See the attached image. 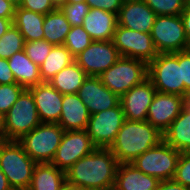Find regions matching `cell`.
<instances>
[{
  "label": "cell",
  "instance_id": "47",
  "mask_svg": "<svg viewBox=\"0 0 190 190\" xmlns=\"http://www.w3.org/2000/svg\"><path fill=\"white\" fill-rule=\"evenodd\" d=\"M85 1L86 0H59L58 3L73 4V3L85 2Z\"/></svg>",
  "mask_w": 190,
  "mask_h": 190
},
{
  "label": "cell",
  "instance_id": "44",
  "mask_svg": "<svg viewBox=\"0 0 190 190\" xmlns=\"http://www.w3.org/2000/svg\"><path fill=\"white\" fill-rule=\"evenodd\" d=\"M0 190H13L8 183L7 177L4 175L1 169H0Z\"/></svg>",
  "mask_w": 190,
  "mask_h": 190
},
{
  "label": "cell",
  "instance_id": "30",
  "mask_svg": "<svg viewBox=\"0 0 190 190\" xmlns=\"http://www.w3.org/2000/svg\"><path fill=\"white\" fill-rule=\"evenodd\" d=\"M92 42V38L84 30L83 26H73L67 34L63 45L75 57L86 49Z\"/></svg>",
  "mask_w": 190,
  "mask_h": 190
},
{
  "label": "cell",
  "instance_id": "8",
  "mask_svg": "<svg viewBox=\"0 0 190 190\" xmlns=\"http://www.w3.org/2000/svg\"><path fill=\"white\" fill-rule=\"evenodd\" d=\"M148 78L158 92L184 96L178 52L158 53L148 64Z\"/></svg>",
  "mask_w": 190,
  "mask_h": 190
},
{
  "label": "cell",
  "instance_id": "27",
  "mask_svg": "<svg viewBox=\"0 0 190 190\" xmlns=\"http://www.w3.org/2000/svg\"><path fill=\"white\" fill-rule=\"evenodd\" d=\"M70 29V23L66 20V17L60 8L57 7L54 11L45 15L43 23V39L54 46L63 45Z\"/></svg>",
  "mask_w": 190,
  "mask_h": 190
},
{
  "label": "cell",
  "instance_id": "10",
  "mask_svg": "<svg viewBox=\"0 0 190 190\" xmlns=\"http://www.w3.org/2000/svg\"><path fill=\"white\" fill-rule=\"evenodd\" d=\"M112 42L121 57L139 59L149 64L158 55L150 33H141L117 24Z\"/></svg>",
  "mask_w": 190,
  "mask_h": 190
},
{
  "label": "cell",
  "instance_id": "11",
  "mask_svg": "<svg viewBox=\"0 0 190 190\" xmlns=\"http://www.w3.org/2000/svg\"><path fill=\"white\" fill-rule=\"evenodd\" d=\"M124 121V113L119 103L111 109L91 114L86 130L97 148H109Z\"/></svg>",
  "mask_w": 190,
  "mask_h": 190
},
{
  "label": "cell",
  "instance_id": "31",
  "mask_svg": "<svg viewBox=\"0 0 190 190\" xmlns=\"http://www.w3.org/2000/svg\"><path fill=\"white\" fill-rule=\"evenodd\" d=\"M58 7L64 13L66 20L73 26H83V20L88 14L89 5L86 2L58 3Z\"/></svg>",
  "mask_w": 190,
  "mask_h": 190
},
{
  "label": "cell",
  "instance_id": "43",
  "mask_svg": "<svg viewBox=\"0 0 190 190\" xmlns=\"http://www.w3.org/2000/svg\"><path fill=\"white\" fill-rule=\"evenodd\" d=\"M13 24V19L0 18V38L8 31Z\"/></svg>",
  "mask_w": 190,
  "mask_h": 190
},
{
  "label": "cell",
  "instance_id": "26",
  "mask_svg": "<svg viewBox=\"0 0 190 190\" xmlns=\"http://www.w3.org/2000/svg\"><path fill=\"white\" fill-rule=\"evenodd\" d=\"M87 76L74 61L53 76L48 83L61 94H76Z\"/></svg>",
  "mask_w": 190,
  "mask_h": 190
},
{
  "label": "cell",
  "instance_id": "28",
  "mask_svg": "<svg viewBox=\"0 0 190 190\" xmlns=\"http://www.w3.org/2000/svg\"><path fill=\"white\" fill-rule=\"evenodd\" d=\"M75 61L74 56L64 45H55L39 67L42 82H48L59 71Z\"/></svg>",
  "mask_w": 190,
  "mask_h": 190
},
{
  "label": "cell",
  "instance_id": "12",
  "mask_svg": "<svg viewBox=\"0 0 190 190\" xmlns=\"http://www.w3.org/2000/svg\"><path fill=\"white\" fill-rule=\"evenodd\" d=\"M96 148L87 130L64 131L51 163L66 172L80 158L90 154Z\"/></svg>",
  "mask_w": 190,
  "mask_h": 190
},
{
  "label": "cell",
  "instance_id": "41",
  "mask_svg": "<svg viewBox=\"0 0 190 190\" xmlns=\"http://www.w3.org/2000/svg\"><path fill=\"white\" fill-rule=\"evenodd\" d=\"M157 190H190V188L185 187L172 179L160 181Z\"/></svg>",
  "mask_w": 190,
  "mask_h": 190
},
{
  "label": "cell",
  "instance_id": "20",
  "mask_svg": "<svg viewBox=\"0 0 190 190\" xmlns=\"http://www.w3.org/2000/svg\"><path fill=\"white\" fill-rule=\"evenodd\" d=\"M159 180L137 169L131 163H119L113 189L157 190Z\"/></svg>",
  "mask_w": 190,
  "mask_h": 190
},
{
  "label": "cell",
  "instance_id": "46",
  "mask_svg": "<svg viewBox=\"0 0 190 190\" xmlns=\"http://www.w3.org/2000/svg\"><path fill=\"white\" fill-rule=\"evenodd\" d=\"M184 107L190 109V90L183 96Z\"/></svg>",
  "mask_w": 190,
  "mask_h": 190
},
{
  "label": "cell",
  "instance_id": "38",
  "mask_svg": "<svg viewBox=\"0 0 190 190\" xmlns=\"http://www.w3.org/2000/svg\"><path fill=\"white\" fill-rule=\"evenodd\" d=\"M124 0H86L89 8H97L118 16Z\"/></svg>",
  "mask_w": 190,
  "mask_h": 190
},
{
  "label": "cell",
  "instance_id": "5",
  "mask_svg": "<svg viewBox=\"0 0 190 190\" xmlns=\"http://www.w3.org/2000/svg\"><path fill=\"white\" fill-rule=\"evenodd\" d=\"M98 77L111 92L120 97L148 78V64L139 59L120 57Z\"/></svg>",
  "mask_w": 190,
  "mask_h": 190
},
{
  "label": "cell",
  "instance_id": "42",
  "mask_svg": "<svg viewBox=\"0 0 190 190\" xmlns=\"http://www.w3.org/2000/svg\"><path fill=\"white\" fill-rule=\"evenodd\" d=\"M181 18L183 20L184 29L187 36L189 49H190V2L185 5V8L181 14Z\"/></svg>",
  "mask_w": 190,
  "mask_h": 190
},
{
  "label": "cell",
  "instance_id": "14",
  "mask_svg": "<svg viewBox=\"0 0 190 190\" xmlns=\"http://www.w3.org/2000/svg\"><path fill=\"white\" fill-rule=\"evenodd\" d=\"M157 90L149 78L120 96L124 117L130 121H146L148 108Z\"/></svg>",
  "mask_w": 190,
  "mask_h": 190
},
{
  "label": "cell",
  "instance_id": "34",
  "mask_svg": "<svg viewBox=\"0 0 190 190\" xmlns=\"http://www.w3.org/2000/svg\"><path fill=\"white\" fill-rule=\"evenodd\" d=\"M54 45L50 44L46 40H37L25 42L24 51L28 58L39 67L44 62L45 58L51 52Z\"/></svg>",
  "mask_w": 190,
  "mask_h": 190
},
{
  "label": "cell",
  "instance_id": "16",
  "mask_svg": "<svg viewBox=\"0 0 190 190\" xmlns=\"http://www.w3.org/2000/svg\"><path fill=\"white\" fill-rule=\"evenodd\" d=\"M77 94L90 115L111 109L120 103V97L111 92L98 76H87Z\"/></svg>",
  "mask_w": 190,
  "mask_h": 190
},
{
  "label": "cell",
  "instance_id": "3",
  "mask_svg": "<svg viewBox=\"0 0 190 190\" xmlns=\"http://www.w3.org/2000/svg\"><path fill=\"white\" fill-rule=\"evenodd\" d=\"M41 122L32 93L25 89L9 111L1 117V133L6 141H18Z\"/></svg>",
  "mask_w": 190,
  "mask_h": 190
},
{
  "label": "cell",
  "instance_id": "45",
  "mask_svg": "<svg viewBox=\"0 0 190 190\" xmlns=\"http://www.w3.org/2000/svg\"><path fill=\"white\" fill-rule=\"evenodd\" d=\"M61 190H85V189H83L78 185H73L65 181V183L61 187Z\"/></svg>",
  "mask_w": 190,
  "mask_h": 190
},
{
  "label": "cell",
  "instance_id": "39",
  "mask_svg": "<svg viewBox=\"0 0 190 190\" xmlns=\"http://www.w3.org/2000/svg\"><path fill=\"white\" fill-rule=\"evenodd\" d=\"M17 83L7 59L0 58V84Z\"/></svg>",
  "mask_w": 190,
  "mask_h": 190
},
{
  "label": "cell",
  "instance_id": "22",
  "mask_svg": "<svg viewBox=\"0 0 190 190\" xmlns=\"http://www.w3.org/2000/svg\"><path fill=\"white\" fill-rule=\"evenodd\" d=\"M8 65L17 84L25 89L42 83L39 66L28 58L24 50L14 53L8 59Z\"/></svg>",
  "mask_w": 190,
  "mask_h": 190
},
{
  "label": "cell",
  "instance_id": "17",
  "mask_svg": "<svg viewBox=\"0 0 190 190\" xmlns=\"http://www.w3.org/2000/svg\"><path fill=\"white\" fill-rule=\"evenodd\" d=\"M156 16L144 0H124L117 20L124 28L150 33Z\"/></svg>",
  "mask_w": 190,
  "mask_h": 190
},
{
  "label": "cell",
  "instance_id": "15",
  "mask_svg": "<svg viewBox=\"0 0 190 190\" xmlns=\"http://www.w3.org/2000/svg\"><path fill=\"white\" fill-rule=\"evenodd\" d=\"M183 107L182 96L157 91L148 108L147 121L163 134Z\"/></svg>",
  "mask_w": 190,
  "mask_h": 190
},
{
  "label": "cell",
  "instance_id": "18",
  "mask_svg": "<svg viewBox=\"0 0 190 190\" xmlns=\"http://www.w3.org/2000/svg\"><path fill=\"white\" fill-rule=\"evenodd\" d=\"M32 93L42 123H58L62 110L63 94L48 82L28 88Z\"/></svg>",
  "mask_w": 190,
  "mask_h": 190
},
{
  "label": "cell",
  "instance_id": "13",
  "mask_svg": "<svg viewBox=\"0 0 190 190\" xmlns=\"http://www.w3.org/2000/svg\"><path fill=\"white\" fill-rule=\"evenodd\" d=\"M121 57L118 49L110 41H93L75 56V62L88 76H99Z\"/></svg>",
  "mask_w": 190,
  "mask_h": 190
},
{
  "label": "cell",
  "instance_id": "6",
  "mask_svg": "<svg viewBox=\"0 0 190 190\" xmlns=\"http://www.w3.org/2000/svg\"><path fill=\"white\" fill-rule=\"evenodd\" d=\"M63 134L64 130L58 123H40L18 142L36 163H51Z\"/></svg>",
  "mask_w": 190,
  "mask_h": 190
},
{
  "label": "cell",
  "instance_id": "24",
  "mask_svg": "<svg viewBox=\"0 0 190 190\" xmlns=\"http://www.w3.org/2000/svg\"><path fill=\"white\" fill-rule=\"evenodd\" d=\"M65 172L52 163H36L28 190H61Z\"/></svg>",
  "mask_w": 190,
  "mask_h": 190
},
{
  "label": "cell",
  "instance_id": "2",
  "mask_svg": "<svg viewBox=\"0 0 190 190\" xmlns=\"http://www.w3.org/2000/svg\"><path fill=\"white\" fill-rule=\"evenodd\" d=\"M162 140L163 134L147 120L130 121L125 119L109 149L119 163H131Z\"/></svg>",
  "mask_w": 190,
  "mask_h": 190
},
{
  "label": "cell",
  "instance_id": "9",
  "mask_svg": "<svg viewBox=\"0 0 190 190\" xmlns=\"http://www.w3.org/2000/svg\"><path fill=\"white\" fill-rule=\"evenodd\" d=\"M158 53H175L189 49L181 15H159L150 32Z\"/></svg>",
  "mask_w": 190,
  "mask_h": 190
},
{
  "label": "cell",
  "instance_id": "48",
  "mask_svg": "<svg viewBox=\"0 0 190 190\" xmlns=\"http://www.w3.org/2000/svg\"><path fill=\"white\" fill-rule=\"evenodd\" d=\"M9 1L11 4H13L15 7H19L21 4L22 0H7Z\"/></svg>",
  "mask_w": 190,
  "mask_h": 190
},
{
  "label": "cell",
  "instance_id": "1",
  "mask_svg": "<svg viewBox=\"0 0 190 190\" xmlns=\"http://www.w3.org/2000/svg\"><path fill=\"white\" fill-rule=\"evenodd\" d=\"M119 162L109 148H96L80 158L66 172V181L85 190H110Z\"/></svg>",
  "mask_w": 190,
  "mask_h": 190
},
{
  "label": "cell",
  "instance_id": "23",
  "mask_svg": "<svg viewBox=\"0 0 190 190\" xmlns=\"http://www.w3.org/2000/svg\"><path fill=\"white\" fill-rule=\"evenodd\" d=\"M163 140L180 153L190 152V109L182 108L179 116L163 133Z\"/></svg>",
  "mask_w": 190,
  "mask_h": 190
},
{
  "label": "cell",
  "instance_id": "32",
  "mask_svg": "<svg viewBox=\"0 0 190 190\" xmlns=\"http://www.w3.org/2000/svg\"><path fill=\"white\" fill-rule=\"evenodd\" d=\"M159 15H181L187 2L185 0H144Z\"/></svg>",
  "mask_w": 190,
  "mask_h": 190
},
{
  "label": "cell",
  "instance_id": "25",
  "mask_svg": "<svg viewBox=\"0 0 190 190\" xmlns=\"http://www.w3.org/2000/svg\"><path fill=\"white\" fill-rule=\"evenodd\" d=\"M44 18L45 15L16 7L13 24L19 29L25 42L37 41L42 40L44 37Z\"/></svg>",
  "mask_w": 190,
  "mask_h": 190
},
{
  "label": "cell",
  "instance_id": "21",
  "mask_svg": "<svg viewBox=\"0 0 190 190\" xmlns=\"http://www.w3.org/2000/svg\"><path fill=\"white\" fill-rule=\"evenodd\" d=\"M117 24L116 14L97 8H90L83 20V28L93 41L112 40Z\"/></svg>",
  "mask_w": 190,
  "mask_h": 190
},
{
  "label": "cell",
  "instance_id": "49",
  "mask_svg": "<svg viewBox=\"0 0 190 190\" xmlns=\"http://www.w3.org/2000/svg\"><path fill=\"white\" fill-rule=\"evenodd\" d=\"M4 141L3 137H2V133H1V128H0V144Z\"/></svg>",
  "mask_w": 190,
  "mask_h": 190
},
{
  "label": "cell",
  "instance_id": "36",
  "mask_svg": "<svg viewBox=\"0 0 190 190\" xmlns=\"http://www.w3.org/2000/svg\"><path fill=\"white\" fill-rule=\"evenodd\" d=\"M23 9L46 15L58 7L57 0H22L20 6Z\"/></svg>",
  "mask_w": 190,
  "mask_h": 190
},
{
  "label": "cell",
  "instance_id": "4",
  "mask_svg": "<svg viewBox=\"0 0 190 190\" xmlns=\"http://www.w3.org/2000/svg\"><path fill=\"white\" fill-rule=\"evenodd\" d=\"M35 165L18 141L0 144V169L13 190H28Z\"/></svg>",
  "mask_w": 190,
  "mask_h": 190
},
{
  "label": "cell",
  "instance_id": "7",
  "mask_svg": "<svg viewBox=\"0 0 190 190\" xmlns=\"http://www.w3.org/2000/svg\"><path fill=\"white\" fill-rule=\"evenodd\" d=\"M180 154L179 151L162 140L135 158L131 164L159 181L172 180Z\"/></svg>",
  "mask_w": 190,
  "mask_h": 190
},
{
  "label": "cell",
  "instance_id": "33",
  "mask_svg": "<svg viewBox=\"0 0 190 190\" xmlns=\"http://www.w3.org/2000/svg\"><path fill=\"white\" fill-rule=\"evenodd\" d=\"M25 88L17 83L0 84V117L4 116Z\"/></svg>",
  "mask_w": 190,
  "mask_h": 190
},
{
  "label": "cell",
  "instance_id": "29",
  "mask_svg": "<svg viewBox=\"0 0 190 190\" xmlns=\"http://www.w3.org/2000/svg\"><path fill=\"white\" fill-rule=\"evenodd\" d=\"M25 40L19 29L12 24L0 38V58L9 59L14 53L24 50Z\"/></svg>",
  "mask_w": 190,
  "mask_h": 190
},
{
  "label": "cell",
  "instance_id": "37",
  "mask_svg": "<svg viewBox=\"0 0 190 190\" xmlns=\"http://www.w3.org/2000/svg\"><path fill=\"white\" fill-rule=\"evenodd\" d=\"M181 64V82H184V94L190 90V49L178 52Z\"/></svg>",
  "mask_w": 190,
  "mask_h": 190
},
{
  "label": "cell",
  "instance_id": "40",
  "mask_svg": "<svg viewBox=\"0 0 190 190\" xmlns=\"http://www.w3.org/2000/svg\"><path fill=\"white\" fill-rule=\"evenodd\" d=\"M15 6L7 0H0V18L14 19Z\"/></svg>",
  "mask_w": 190,
  "mask_h": 190
},
{
  "label": "cell",
  "instance_id": "19",
  "mask_svg": "<svg viewBox=\"0 0 190 190\" xmlns=\"http://www.w3.org/2000/svg\"><path fill=\"white\" fill-rule=\"evenodd\" d=\"M90 114L78 94H63L58 124L64 131L86 130Z\"/></svg>",
  "mask_w": 190,
  "mask_h": 190
},
{
  "label": "cell",
  "instance_id": "35",
  "mask_svg": "<svg viewBox=\"0 0 190 190\" xmlns=\"http://www.w3.org/2000/svg\"><path fill=\"white\" fill-rule=\"evenodd\" d=\"M173 180L190 188V152L180 154Z\"/></svg>",
  "mask_w": 190,
  "mask_h": 190
}]
</instances>
